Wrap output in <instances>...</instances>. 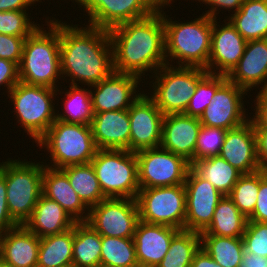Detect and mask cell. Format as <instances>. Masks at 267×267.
I'll list each match as a JSON object with an SVG mask.
<instances>
[{
  "label": "cell",
  "instance_id": "1",
  "mask_svg": "<svg viewBox=\"0 0 267 267\" xmlns=\"http://www.w3.org/2000/svg\"><path fill=\"white\" fill-rule=\"evenodd\" d=\"M108 31L115 72L137 75L145 81L148 71L155 73L166 65L162 1L149 16L121 23Z\"/></svg>",
  "mask_w": 267,
  "mask_h": 267
},
{
  "label": "cell",
  "instance_id": "2",
  "mask_svg": "<svg viewBox=\"0 0 267 267\" xmlns=\"http://www.w3.org/2000/svg\"><path fill=\"white\" fill-rule=\"evenodd\" d=\"M83 26L59 20L60 63L63 81L89 88L114 71L112 45L107 29Z\"/></svg>",
  "mask_w": 267,
  "mask_h": 267
},
{
  "label": "cell",
  "instance_id": "3",
  "mask_svg": "<svg viewBox=\"0 0 267 267\" xmlns=\"http://www.w3.org/2000/svg\"><path fill=\"white\" fill-rule=\"evenodd\" d=\"M45 21L49 32L44 25L39 26L24 41L19 80L28 85L58 89L56 82L62 79L59 21L48 17Z\"/></svg>",
  "mask_w": 267,
  "mask_h": 267
},
{
  "label": "cell",
  "instance_id": "4",
  "mask_svg": "<svg viewBox=\"0 0 267 267\" xmlns=\"http://www.w3.org/2000/svg\"><path fill=\"white\" fill-rule=\"evenodd\" d=\"M171 2L174 0H162L166 64L177 60L178 66L205 69L210 57L213 19L203 12L190 22L173 21L163 9L171 7Z\"/></svg>",
  "mask_w": 267,
  "mask_h": 267
},
{
  "label": "cell",
  "instance_id": "5",
  "mask_svg": "<svg viewBox=\"0 0 267 267\" xmlns=\"http://www.w3.org/2000/svg\"><path fill=\"white\" fill-rule=\"evenodd\" d=\"M50 153L51 163L45 166L62 169L69 165L91 163L98 148L90 125L66 123L56 119L36 142ZM53 163V164H52Z\"/></svg>",
  "mask_w": 267,
  "mask_h": 267
},
{
  "label": "cell",
  "instance_id": "6",
  "mask_svg": "<svg viewBox=\"0 0 267 267\" xmlns=\"http://www.w3.org/2000/svg\"><path fill=\"white\" fill-rule=\"evenodd\" d=\"M60 89H52L44 86L28 85L18 82L9 92L14 115L24 132L37 142L57 119V111L54 109L56 95L63 94ZM59 92V93H57ZM55 97V98H54ZM16 113V114H15Z\"/></svg>",
  "mask_w": 267,
  "mask_h": 267
},
{
  "label": "cell",
  "instance_id": "7",
  "mask_svg": "<svg viewBox=\"0 0 267 267\" xmlns=\"http://www.w3.org/2000/svg\"><path fill=\"white\" fill-rule=\"evenodd\" d=\"M6 160L8 211L18 225H24L42 195V175L45 165L42 164L43 161L35 163L25 159L22 161L19 158Z\"/></svg>",
  "mask_w": 267,
  "mask_h": 267
},
{
  "label": "cell",
  "instance_id": "8",
  "mask_svg": "<svg viewBox=\"0 0 267 267\" xmlns=\"http://www.w3.org/2000/svg\"><path fill=\"white\" fill-rule=\"evenodd\" d=\"M176 67V68H175ZM208 72L201 67L163 65L152 76L149 96L163 115L185 113L198 82Z\"/></svg>",
  "mask_w": 267,
  "mask_h": 267
},
{
  "label": "cell",
  "instance_id": "9",
  "mask_svg": "<svg viewBox=\"0 0 267 267\" xmlns=\"http://www.w3.org/2000/svg\"><path fill=\"white\" fill-rule=\"evenodd\" d=\"M91 164L106 198H137L140 187L135 152L98 149Z\"/></svg>",
  "mask_w": 267,
  "mask_h": 267
},
{
  "label": "cell",
  "instance_id": "10",
  "mask_svg": "<svg viewBox=\"0 0 267 267\" xmlns=\"http://www.w3.org/2000/svg\"><path fill=\"white\" fill-rule=\"evenodd\" d=\"M136 200L140 221L184 230L186 219L184 184L140 188Z\"/></svg>",
  "mask_w": 267,
  "mask_h": 267
},
{
  "label": "cell",
  "instance_id": "11",
  "mask_svg": "<svg viewBox=\"0 0 267 267\" xmlns=\"http://www.w3.org/2000/svg\"><path fill=\"white\" fill-rule=\"evenodd\" d=\"M140 188L181 185L186 181L190 163L161 146L135 152Z\"/></svg>",
  "mask_w": 267,
  "mask_h": 267
},
{
  "label": "cell",
  "instance_id": "12",
  "mask_svg": "<svg viewBox=\"0 0 267 267\" xmlns=\"http://www.w3.org/2000/svg\"><path fill=\"white\" fill-rule=\"evenodd\" d=\"M139 221L136 199L106 198L89 208L86 223L101 236L133 238Z\"/></svg>",
  "mask_w": 267,
  "mask_h": 267
},
{
  "label": "cell",
  "instance_id": "13",
  "mask_svg": "<svg viewBox=\"0 0 267 267\" xmlns=\"http://www.w3.org/2000/svg\"><path fill=\"white\" fill-rule=\"evenodd\" d=\"M184 187L186 191L184 230L202 233L211 224L215 208L224 195L192 167L187 173Z\"/></svg>",
  "mask_w": 267,
  "mask_h": 267
},
{
  "label": "cell",
  "instance_id": "14",
  "mask_svg": "<svg viewBox=\"0 0 267 267\" xmlns=\"http://www.w3.org/2000/svg\"><path fill=\"white\" fill-rule=\"evenodd\" d=\"M128 114L131 125L129 151L137 152L159 147L162 141L164 115L147 93L143 91L132 103Z\"/></svg>",
  "mask_w": 267,
  "mask_h": 267
},
{
  "label": "cell",
  "instance_id": "15",
  "mask_svg": "<svg viewBox=\"0 0 267 267\" xmlns=\"http://www.w3.org/2000/svg\"><path fill=\"white\" fill-rule=\"evenodd\" d=\"M247 92L227 80L215 93L199 121L204 126L233 129L249 120L243 101ZM247 118V119H246Z\"/></svg>",
  "mask_w": 267,
  "mask_h": 267
},
{
  "label": "cell",
  "instance_id": "16",
  "mask_svg": "<svg viewBox=\"0 0 267 267\" xmlns=\"http://www.w3.org/2000/svg\"><path fill=\"white\" fill-rule=\"evenodd\" d=\"M140 81L137 75L113 71L101 82L90 86L93 112L128 110L142 94L139 92Z\"/></svg>",
  "mask_w": 267,
  "mask_h": 267
},
{
  "label": "cell",
  "instance_id": "17",
  "mask_svg": "<svg viewBox=\"0 0 267 267\" xmlns=\"http://www.w3.org/2000/svg\"><path fill=\"white\" fill-rule=\"evenodd\" d=\"M217 20L213 19L210 57L205 70L228 76L244 54L247 41L229 21L224 19V24L220 25Z\"/></svg>",
  "mask_w": 267,
  "mask_h": 267
},
{
  "label": "cell",
  "instance_id": "18",
  "mask_svg": "<svg viewBox=\"0 0 267 267\" xmlns=\"http://www.w3.org/2000/svg\"><path fill=\"white\" fill-rule=\"evenodd\" d=\"M220 156L242 174L261 170L256 147V135L249 119L241 126L227 130Z\"/></svg>",
  "mask_w": 267,
  "mask_h": 267
},
{
  "label": "cell",
  "instance_id": "19",
  "mask_svg": "<svg viewBox=\"0 0 267 267\" xmlns=\"http://www.w3.org/2000/svg\"><path fill=\"white\" fill-rule=\"evenodd\" d=\"M199 118L179 114L164 115L161 147L194 163V149L201 129Z\"/></svg>",
  "mask_w": 267,
  "mask_h": 267
},
{
  "label": "cell",
  "instance_id": "20",
  "mask_svg": "<svg viewBox=\"0 0 267 267\" xmlns=\"http://www.w3.org/2000/svg\"><path fill=\"white\" fill-rule=\"evenodd\" d=\"M178 231L170 226L139 221L133 236L139 267H157Z\"/></svg>",
  "mask_w": 267,
  "mask_h": 267
},
{
  "label": "cell",
  "instance_id": "21",
  "mask_svg": "<svg viewBox=\"0 0 267 267\" xmlns=\"http://www.w3.org/2000/svg\"><path fill=\"white\" fill-rule=\"evenodd\" d=\"M238 87L248 91L253 87L267 88V39L247 41L238 65L227 76Z\"/></svg>",
  "mask_w": 267,
  "mask_h": 267
},
{
  "label": "cell",
  "instance_id": "22",
  "mask_svg": "<svg viewBox=\"0 0 267 267\" xmlns=\"http://www.w3.org/2000/svg\"><path fill=\"white\" fill-rule=\"evenodd\" d=\"M162 0H109L90 17L89 26L111 29L121 23L141 19L156 11Z\"/></svg>",
  "mask_w": 267,
  "mask_h": 267
},
{
  "label": "cell",
  "instance_id": "23",
  "mask_svg": "<svg viewBox=\"0 0 267 267\" xmlns=\"http://www.w3.org/2000/svg\"><path fill=\"white\" fill-rule=\"evenodd\" d=\"M90 126L98 149L129 151L131 125L128 110L94 113Z\"/></svg>",
  "mask_w": 267,
  "mask_h": 267
},
{
  "label": "cell",
  "instance_id": "24",
  "mask_svg": "<svg viewBox=\"0 0 267 267\" xmlns=\"http://www.w3.org/2000/svg\"><path fill=\"white\" fill-rule=\"evenodd\" d=\"M40 238L24 225L0 234V258L14 267H37Z\"/></svg>",
  "mask_w": 267,
  "mask_h": 267
},
{
  "label": "cell",
  "instance_id": "25",
  "mask_svg": "<svg viewBox=\"0 0 267 267\" xmlns=\"http://www.w3.org/2000/svg\"><path fill=\"white\" fill-rule=\"evenodd\" d=\"M42 194L56 201L76 222H86L89 208L79 198L61 169L44 167Z\"/></svg>",
  "mask_w": 267,
  "mask_h": 267
},
{
  "label": "cell",
  "instance_id": "26",
  "mask_svg": "<svg viewBox=\"0 0 267 267\" xmlns=\"http://www.w3.org/2000/svg\"><path fill=\"white\" fill-rule=\"evenodd\" d=\"M75 223L62 206L42 194L24 226L42 238L63 233L73 228Z\"/></svg>",
  "mask_w": 267,
  "mask_h": 267
},
{
  "label": "cell",
  "instance_id": "27",
  "mask_svg": "<svg viewBox=\"0 0 267 267\" xmlns=\"http://www.w3.org/2000/svg\"><path fill=\"white\" fill-rule=\"evenodd\" d=\"M226 20L246 41L267 39V0H244Z\"/></svg>",
  "mask_w": 267,
  "mask_h": 267
},
{
  "label": "cell",
  "instance_id": "28",
  "mask_svg": "<svg viewBox=\"0 0 267 267\" xmlns=\"http://www.w3.org/2000/svg\"><path fill=\"white\" fill-rule=\"evenodd\" d=\"M247 221L229 196H223L215 208L211 224L200 235L242 237Z\"/></svg>",
  "mask_w": 267,
  "mask_h": 267
},
{
  "label": "cell",
  "instance_id": "29",
  "mask_svg": "<svg viewBox=\"0 0 267 267\" xmlns=\"http://www.w3.org/2000/svg\"><path fill=\"white\" fill-rule=\"evenodd\" d=\"M73 228L40 238L37 267H61L73 264Z\"/></svg>",
  "mask_w": 267,
  "mask_h": 267
},
{
  "label": "cell",
  "instance_id": "30",
  "mask_svg": "<svg viewBox=\"0 0 267 267\" xmlns=\"http://www.w3.org/2000/svg\"><path fill=\"white\" fill-rule=\"evenodd\" d=\"M191 167L222 195L228 196L242 173L220 155L195 161Z\"/></svg>",
  "mask_w": 267,
  "mask_h": 267
},
{
  "label": "cell",
  "instance_id": "31",
  "mask_svg": "<svg viewBox=\"0 0 267 267\" xmlns=\"http://www.w3.org/2000/svg\"><path fill=\"white\" fill-rule=\"evenodd\" d=\"M101 235L86 222L74 224L73 265L75 267H99Z\"/></svg>",
  "mask_w": 267,
  "mask_h": 267
},
{
  "label": "cell",
  "instance_id": "32",
  "mask_svg": "<svg viewBox=\"0 0 267 267\" xmlns=\"http://www.w3.org/2000/svg\"><path fill=\"white\" fill-rule=\"evenodd\" d=\"M79 198L88 207L106 199L91 163L69 165L61 169Z\"/></svg>",
  "mask_w": 267,
  "mask_h": 267
},
{
  "label": "cell",
  "instance_id": "33",
  "mask_svg": "<svg viewBox=\"0 0 267 267\" xmlns=\"http://www.w3.org/2000/svg\"><path fill=\"white\" fill-rule=\"evenodd\" d=\"M201 248L222 267H239L244 253L242 237L200 235Z\"/></svg>",
  "mask_w": 267,
  "mask_h": 267
},
{
  "label": "cell",
  "instance_id": "34",
  "mask_svg": "<svg viewBox=\"0 0 267 267\" xmlns=\"http://www.w3.org/2000/svg\"><path fill=\"white\" fill-rule=\"evenodd\" d=\"M64 94V109H61L64 112L58 111L57 119L66 123L90 125L94 115L90 90L69 84V90Z\"/></svg>",
  "mask_w": 267,
  "mask_h": 267
},
{
  "label": "cell",
  "instance_id": "35",
  "mask_svg": "<svg viewBox=\"0 0 267 267\" xmlns=\"http://www.w3.org/2000/svg\"><path fill=\"white\" fill-rule=\"evenodd\" d=\"M200 247V233L179 230L173 236L168 252L157 267H191L193 257Z\"/></svg>",
  "mask_w": 267,
  "mask_h": 267
},
{
  "label": "cell",
  "instance_id": "36",
  "mask_svg": "<svg viewBox=\"0 0 267 267\" xmlns=\"http://www.w3.org/2000/svg\"><path fill=\"white\" fill-rule=\"evenodd\" d=\"M100 265L139 267L133 238L101 236Z\"/></svg>",
  "mask_w": 267,
  "mask_h": 267
},
{
  "label": "cell",
  "instance_id": "37",
  "mask_svg": "<svg viewBox=\"0 0 267 267\" xmlns=\"http://www.w3.org/2000/svg\"><path fill=\"white\" fill-rule=\"evenodd\" d=\"M259 191V171L242 174L228 195L238 210L249 218L256 206Z\"/></svg>",
  "mask_w": 267,
  "mask_h": 267
},
{
  "label": "cell",
  "instance_id": "38",
  "mask_svg": "<svg viewBox=\"0 0 267 267\" xmlns=\"http://www.w3.org/2000/svg\"><path fill=\"white\" fill-rule=\"evenodd\" d=\"M227 76L207 73L197 84L185 115L200 118L216 91L227 81Z\"/></svg>",
  "mask_w": 267,
  "mask_h": 267
},
{
  "label": "cell",
  "instance_id": "39",
  "mask_svg": "<svg viewBox=\"0 0 267 267\" xmlns=\"http://www.w3.org/2000/svg\"><path fill=\"white\" fill-rule=\"evenodd\" d=\"M226 134V129L202 125L194 149V162L220 155Z\"/></svg>",
  "mask_w": 267,
  "mask_h": 267
},
{
  "label": "cell",
  "instance_id": "40",
  "mask_svg": "<svg viewBox=\"0 0 267 267\" xmlns=\"http://www.w3.org/2000/svg\"><path fill=\"white\" fill-rule=\"evenodd\" d=\"M28 13L27 10L0 12V34L17 37L30 36L40 24L32 22Z\"/></svg>",
  "mask_w": 267,
  "mask_h": 267
},
{
  "label": "cell",
  "instance_id": "41",
  "mask_svg": "<svg viewBox=\"0 0 267 267\" xmlns=\"http://www.w3.org/2000/svg\"><path fill=\"white\" fill-rule=\"evenodd\" d=\"M242 239L247 253L267 257V223L247 221Z\"/></svg>",
  "mask_w": 267,
  "mask_h": 267
},
{
  "label": "cell",
  "instance_id": "42",
  "mask_svg": "<svg viewBox=\"0 0 267 267\" xmlns=\"http://www.w3.org/2000/svg\"><path fill=\"white\" fill-rule=\"evenodd\" d=\"M26 38L0 34V58L10 60L19 66Z\"/></svg>",
  "mask_w": 267,
  "mask_h": 267
},
{
  "label": "cell",
  "instance_id": "43",
  "mask_svg": "<svg viewBox=\"0 0 267 267\" xmlns=\"http://www.w3.org/2000/svg\"><path fill=\"white\" fill-rule=\"evenodd\" d=\"M7 185L5 179V162H0V234L9 231L18 224L12 219L7 204Z\"/></svg>",
  "mask_w": 267,
  "mask_h": 267
},
{
  "label": "cell",
  "instance_id": "44",
  "mask_svg": "<svg viewBox=\"0 0 267 267\" xmlns=\"http://www.w3.org/2000/svg\"><path fill=\"white\" fill-rule=\"evenodd\" d=\"M248 221L267 223V172L264 170H259L257 202Z\"/></svg>",
  "mask_w": 267,
  "mask_h": 267
},
{
  "label": "cell",
  "instance_id": "45",
  "mask_svg": "<svg viewBox=\"0 0 267 267\" xmlns=\"http://www.w3.org/2000/svg\"><path fill=\"white\" fill-rule=\"evenodd\" d=\"M19 67L16 63L0 58V87L7 93L19 82Z\"/></svg>",
  "mask_w": 267,
  "mask_h": 267
},
{
  "label": "cell",
  "instance_id": "46",
  "mask_svg": "<svg viewBox=\"0 0 267 267\" xmlns=\"http://www.w3.org/2000/svg\"><path fill=\"white\" fill-rule=\"evenodd\" d=\"M254 99L255 108L252 111L255 112L254 115L249 118L254 128H267V88L257 92Z\"/></svg>",
  "mask_w": 267,
  "mask_h": 267
},
{
  "label": "cell",
  "instance_id": "47",
  "mask_svg": "<svg viewBox=\"0 0 267 267\" xmlns=\"http://www.w3.org/2000/svg\"><path fill=\"white\" fill-rule=\"evenodd\" d=\"M198 2H202L203 4L208 6L209 10L205 11L206 15L211 17L212 19H217L216 15L220 13V9H230L228 11H232V13L237 12L241 5L243 4L244 0H195ZM211 8H210V7Z\"/></svg>",
  "mask_w": 267,
  "mask_h": 267
},
{
  "label": "cell",
  "instance_id": "48",
  "mask_svg": "<svg viewBox=\"0 0 267 267\" xmlns=\"http://www.w3.org/2000/svg\"><path fill=\"white\" fill-rule=\"evenodd\" d=\"M254 131L258 162L261 170L267 172V128H254Z\"/></svg>",
  "mask_w": 267,
  "mask_h": 267
},
{
  "label": "cell",
  "instance_id": "49",
  "mask_svg": "<svg viewBox=\"0 0 267 267\" xmlns=\"http://www.w3.org/2000/svg\"><path fill=\"white\" fill-rule=\"evenodd\" d=\"M44 1V0H43ZM41 0H0V12L27 10L32 4Z\"/></svg>",
  "mask_w": 267,
  "mask_h": 267
},
{
  "label": "cell",
  "instance_id": "50",
  "mask_svg": "<svg viewBox=\"0 0 267 267\" xmlns=\"http://www.w3.org/2000/svg\"><path fill=\"white\" fill-rule=\"evenodd\" d=\"M191 267H222L220 264L216 263L211 256L200 247V249L195 253Z\"/></svg>",
  "mask_w": 267,
  "mask_h": 267
},
{
  "label": "cell",
  "instance_id": "51",
  "mask_svg": "<svg viewBox=\"0 0 267 267\" xmlns=\"http://www.w3.org/2000/svg\"><path fill=\"white\" fill-rule=\"evenodd\" d=\"M239 267H267V257L244 251Z\"/></svg>",
  "mask_w": 267,
  "mask_h": 267
},
{
  "label": "cell",
  "instance_id": "52",
  "mask_svg": "<svg viewBox=\"0 0 267 267\" xmlns=\"http://www.w3.org/2000/svg\"><path fill=\"white\" fill-rule=\"evenodd\" d=\"M72 1V0H71ZM77 2L79 8H83L84 12L90 17L102 4H107L109 0H73L72 2ZM85 9V10H84Z\"/></svg>",
  "mask_w": 267,
  "mask_h": 267
},
{
  "label": "cell",
  "instance_id": "53",
  "mask_svg": "<svg viewBox=\"0 0 267 267\" xmlns=\"http://www.w3.org/2000/svg\"><path fill=\"white\" fill-rule=\"evenodd\" d=\"M0 267H14L13 265L5 263L1 258H0Z\"/></svg>",
  "mask_w": 267,
  "mask_h": 267
},
{
  "label": "cell",
  "instance_id": "54",
  "mask_svg": "<svg viewBox=\"0 0 267 267\" xmlns=\"http://www.w3.org/2000/svg\"><path fill=\"white\" fill-rule=\"evenodd\" d=\"M99 267H118V266H111V265H100Z\"/></svg>",
  "mask_w": 267,
  "mask_h": 267
},
{
  "label": "cell",
  "instance_id": "55",
  "mask_svg": "<svg viewBox=\"0 0 267 267\" xmlns=\"http://www.w3.org/2000/svg\"><path fill=\"white\" fill-rule=\"evenodd\" d=\"M61 267H75L73 264L70 265H65V266H61Z\"/></svg>",
  "mask_w": 267,
  "mask_h": 267
}]
</instances>
